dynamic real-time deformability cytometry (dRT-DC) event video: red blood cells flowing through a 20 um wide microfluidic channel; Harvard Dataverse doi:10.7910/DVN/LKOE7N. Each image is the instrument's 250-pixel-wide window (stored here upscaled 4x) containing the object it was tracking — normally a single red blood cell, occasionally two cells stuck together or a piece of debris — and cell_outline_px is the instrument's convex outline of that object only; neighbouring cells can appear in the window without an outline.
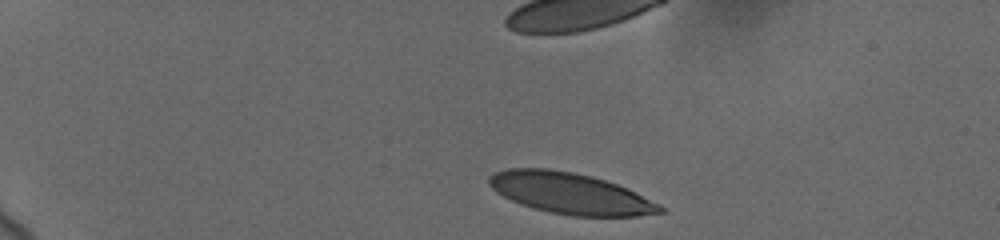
{"species": "human", "species_latin": "Homo sapiens", "temperature_condition": "cold", "stored_images_in_passage": 5, "camera_frame_rate_fps": 3000, "um_per_image_px": 0.085, "donor": {"sex": "female"}, "frame": {"image": 1, "passage_image": 1, "time_ms": 0.0, "image_size_px": [1000, 240], "cell_outline_px": [[664, 212], [636, 216], [572, 216], [548, 212], [520, 204], [496, 192], [488, 184], [488, 176], [492, 172], [508, 168], [548, 168], [572, 172], [592, 176], [616, 184], [660, 204], [664, 208]], "centroid_in_image_um": [48.42, 16.43], "position_along_channel_um": 36.6, "area_um2": 40.86}}